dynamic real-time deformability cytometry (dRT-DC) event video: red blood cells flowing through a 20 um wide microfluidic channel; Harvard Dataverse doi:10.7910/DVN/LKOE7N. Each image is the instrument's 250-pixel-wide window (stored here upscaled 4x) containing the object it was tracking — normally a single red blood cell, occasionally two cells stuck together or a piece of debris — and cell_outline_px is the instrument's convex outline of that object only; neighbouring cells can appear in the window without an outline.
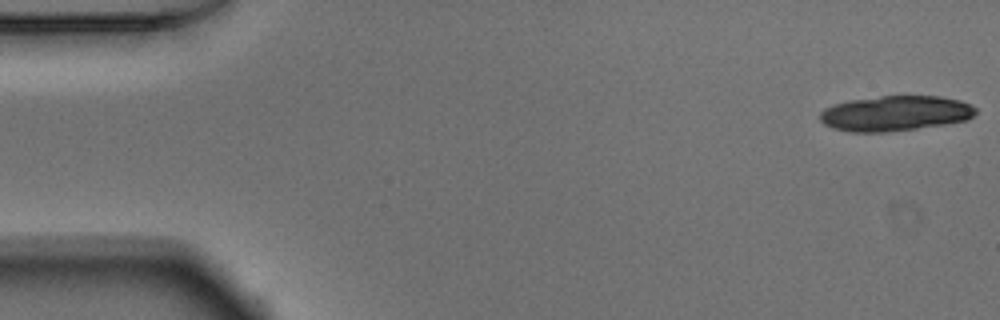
{"species": "Egyptian fruit bat (a non-hibernating species)", "species_latin": "Rousettus aegyptiacus", "temperature_condition": "warm", "stored_images_in_passage": 16, "camera_frame_rate_fps": 3000, "um_per_image_px": 0.085, "animal": {"sex": "male"}, "frame": {"image": 1, "passage_image": 1, "time_ms": 0.0, "image_size_px": [1000, 320], "cell_outline_px": [[976, 112], [968, 120], [944, 124], [916, 128], [884, 132], [848, 132], [832, 128], [824, 124], [820, 120], [820, 112], [824, 108], [832, 104], [848, 100], [880, 96], [940, 96], [960, 100], [976, 108]], "centroid_in_image_um": [76.05, 9.63], "position_along_channel_um": 9.0, "area_um2": 32.02}}